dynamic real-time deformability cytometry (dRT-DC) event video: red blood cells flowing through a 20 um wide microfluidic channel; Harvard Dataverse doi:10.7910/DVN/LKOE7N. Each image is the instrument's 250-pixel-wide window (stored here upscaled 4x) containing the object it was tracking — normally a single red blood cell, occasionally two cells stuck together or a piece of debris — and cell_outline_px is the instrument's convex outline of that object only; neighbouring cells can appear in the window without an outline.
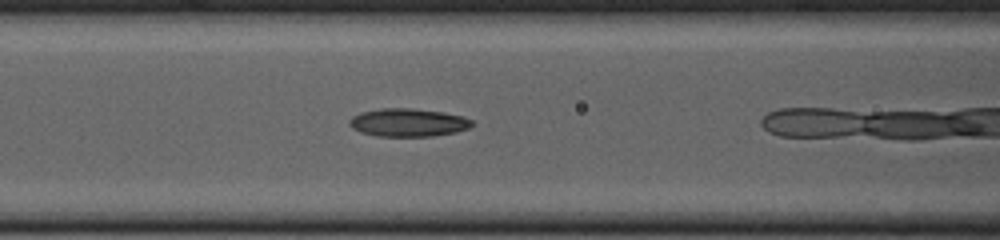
{"species": "common noctule bat (a hibernating species)", "species_latin": "Nyctalus noctula", "temperature_condition": "cold", "stored_images_in_passage": 8, "camera_frame_rate_fps": 3000, "um_per_image_px": 0.085, "animal": {"sex": "female", "body_mass_g": 23.0, "forearm_length_mm": 53.4}, "frame": {"image": 1, "passage_image": 7, "time_ms": 2.0, "image_size_px": [1000, 240], "cell_outline_px": [[472, 124], [468, 128], [456, 132], [432, 136], [376, 136], [360, 132], [352, 128], [348, 124], [348, 120], [352, 116], [360, 112], [380, 108], [412, 108], [444, 112], [464, 116], [472, 120]], "centroid_in_image_um": [34.66, 10.41], "position_along_channel_um": 131.9, "area_um2": 20.23}}